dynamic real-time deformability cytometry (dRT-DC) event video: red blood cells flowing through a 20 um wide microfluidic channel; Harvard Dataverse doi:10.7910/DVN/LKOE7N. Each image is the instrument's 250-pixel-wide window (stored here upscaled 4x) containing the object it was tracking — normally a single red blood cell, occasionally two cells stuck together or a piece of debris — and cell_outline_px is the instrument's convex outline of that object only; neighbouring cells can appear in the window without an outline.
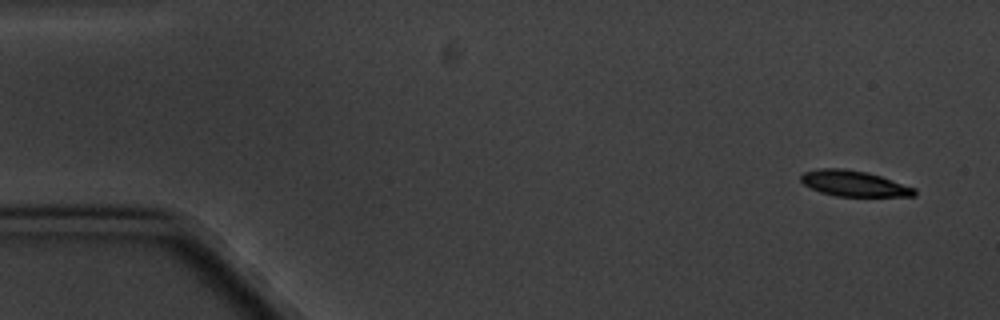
{"species": "common noctule bat (a hibernating species)", "species_latin": "Nyctalus noctula", "temperature_condition": "cold", "stored_images_in_passage": 6, "camera_frame_rate_fps": 3000, "um_per_image_px": 0.085, "animal": {"sex": "male", "body_mass_g": 20.1, "forearm_length_mm": 53.5}, "frame": {"image": 1, "passage_image": 1, "time_ms": 0.0, "image_size_px": [1000, 320], "cell_outline_px": [[916, 196], [836, 196], [820, 192], [804, 184], [800, 180], [800, 176], [804, 172], [820, 168], [844, 168], [868, 172], [916, 188]], "centroid_in_image_um": [72.58, 15.59], "position_along_channel_um": 12.4, "area_um2": 16.99}}
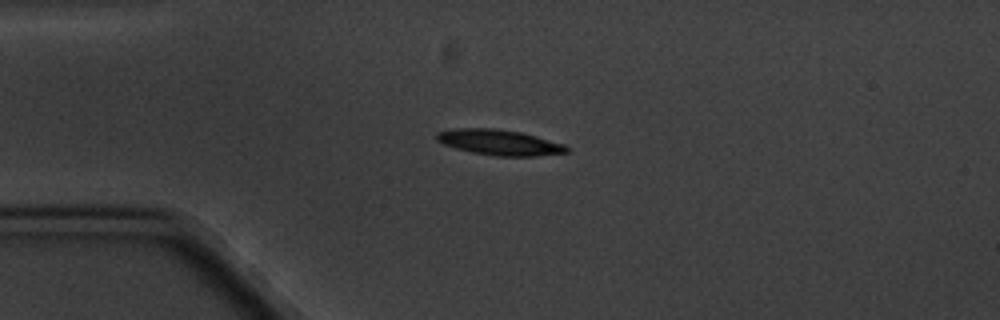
{"frame": {"image": 2, "passage_image": 4, "time_ms": 3.667, "image_size_px": [1000, 320], "cell_outline_px": [[572, 148], [568, 152], [536, 156], [496, 156], [472, 152], [456, 148], [444, 144], [436, 140], [436, 132], [456, 128], [492, 128], [520, 132], [536, 136], [564, 144]], "centroid_in_image_um": [42.47, 12.1], "position_along_channel_um": 42.5, "area_um2": 19.31}}